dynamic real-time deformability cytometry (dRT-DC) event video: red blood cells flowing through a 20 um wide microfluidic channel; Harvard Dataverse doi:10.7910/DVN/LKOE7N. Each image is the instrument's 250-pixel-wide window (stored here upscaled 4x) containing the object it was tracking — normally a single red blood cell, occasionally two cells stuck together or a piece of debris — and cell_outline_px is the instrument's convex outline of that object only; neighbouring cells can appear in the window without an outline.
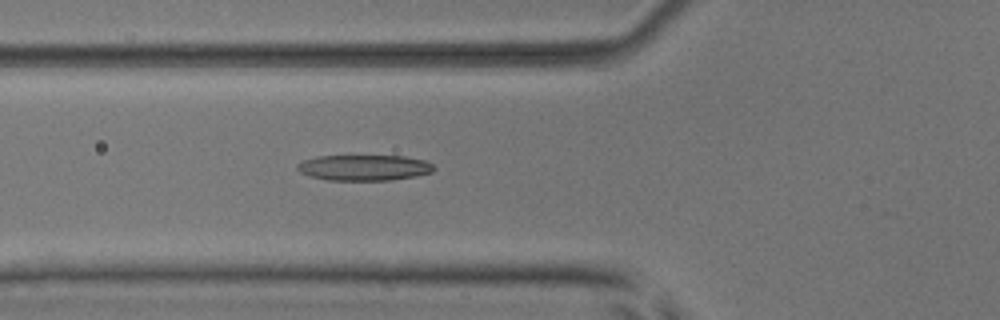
{"species": "common noctule bat (a hibernating species)", "species_latin": "Nyctalus noctula", "temperature_condition": "room temperature", "stored_images_in_passage": 5, "camera_frame_rate_fps": 3000, "um_per_image_px": 0.085, "animal": {"sex": "male", "body_mass_g": 17.9, "forearm_length_mm": 54.2}, "frame": {"image": 1, "passage_image": 5, "time_ms": 5.333, "image_size_px": [1000, 320], "cell_outline_px": [[436, 168], [432, 172], [416, 176], [392, 180], [328, 180], [312, 176], [300, 172], [296, 168], [296, 164], [304, 160], [316, 156], [404, 156], [424, 160], [432, 164]], "centroid_in_image_um": [30.96, 14.25], "position_along_channel_um": 94.8, "area_um2": 20.46}}